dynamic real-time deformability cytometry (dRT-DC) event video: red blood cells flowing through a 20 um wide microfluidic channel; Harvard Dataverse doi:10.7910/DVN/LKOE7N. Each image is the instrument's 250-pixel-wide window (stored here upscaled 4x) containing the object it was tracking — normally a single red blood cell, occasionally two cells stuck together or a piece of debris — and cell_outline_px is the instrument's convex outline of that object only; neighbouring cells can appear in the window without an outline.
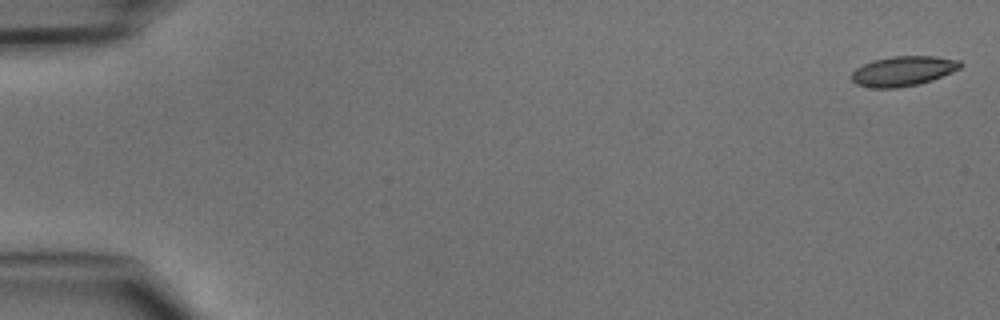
{"species": "common noctule bat (a hibernating species)", "species_latin": "Nyctalus noctula", "temperature_condition": "cold", "stored_images_in_passage": 48, "camera_frame_rate_fps": 3000, "um_per_image_px": 0.085, "animal": {"sex": "male", "body_mass_g": 15.6}, "frame": {"image": 1, "passage_image": 1, "time_ms": 0.0, "image_size_px": [1000, 320], "cell_outline_px": [[964, 64], [960, 68], [932, 80], [920, 84], [896, 88], [872, 88], [856, 84], [852, 80], [852, 72], [856, 68], [872, 60], [892, 56], [936, 56], [960, 60]], "centroid_in_image_um": [76.77, 6.04], "position_along_channel_um": 8.2, "area_um2": 19.02}}
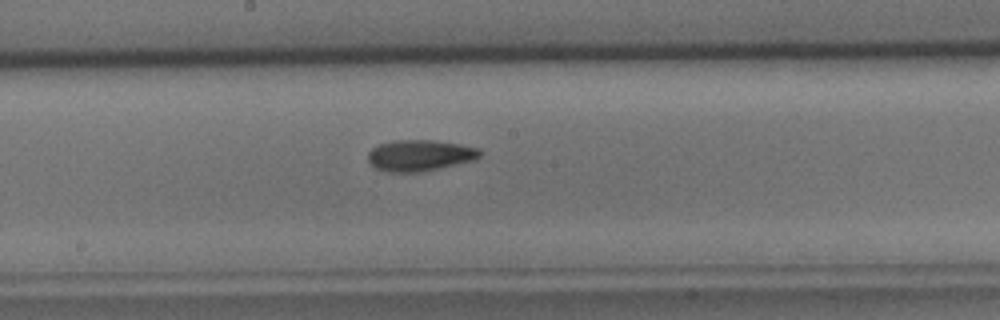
{"frame": {"image": 2, "passage_image": 26, "time_ms": 8.333, "image_size_px": [1000, 320], "cell_outline_px": [[484, 152], [476, 160], [440, 168], [420, 172], [388, 172], [376, 168], [368, 160], [368, 152], [372, 148], [380, 144], [396, 140], [436, 140], [460, 144], [480, 148]], "centroid_in_image_um": [35.74, 13.21], "position_along_channel_um": 212.5, "area_um2": 20.52}}
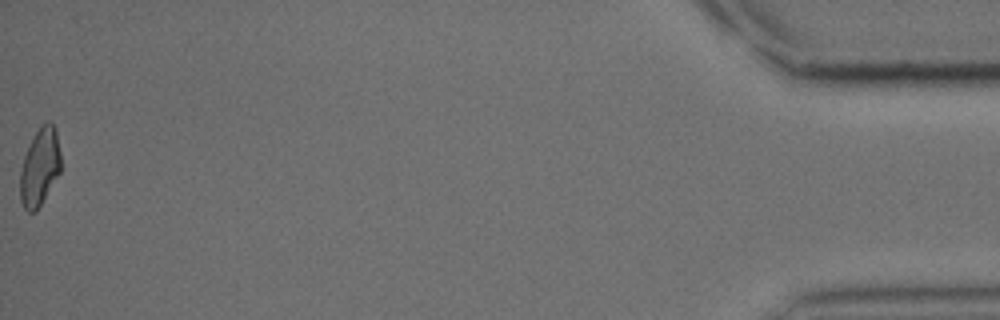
{"frame": {"image": 3, "passage_image": 48, "time_ms": 15.667, "image_size_px": [1000, 320], "cell_outline_px": [[60, 172], [36, 212], [28, 212], [24, 208], [20, 200], [20, 172], [24, 156], [40, 124], [48, 120], [56, 128], [60, 152]], "centroid_in_image_um": [3.38, 14.19], "position_along_channel_um": 431.8, "area_um2": 18.32}}